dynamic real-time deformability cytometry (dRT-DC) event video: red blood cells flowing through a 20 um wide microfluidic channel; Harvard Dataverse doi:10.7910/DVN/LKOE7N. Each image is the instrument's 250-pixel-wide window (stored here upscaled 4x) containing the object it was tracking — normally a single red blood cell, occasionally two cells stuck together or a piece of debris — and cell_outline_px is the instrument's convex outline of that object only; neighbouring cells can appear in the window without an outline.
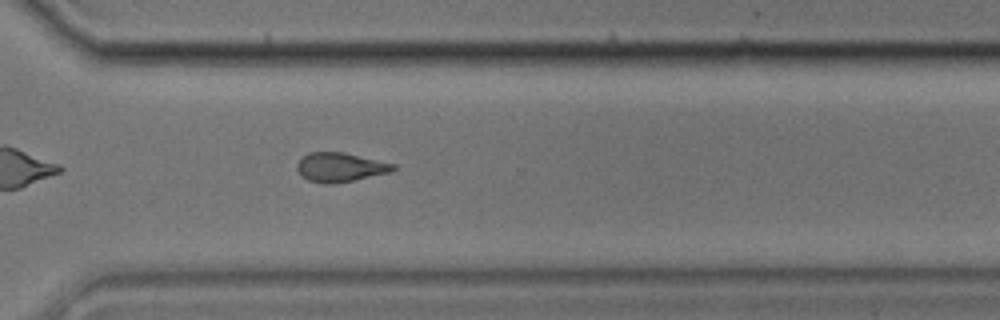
{"species": "common noctule bat (a hibernating species)", "species_latin": "Nyctalus noctula", "temperature_condition": "cold", "stored_images_in_passage": 39, "camera_frame_rate_fps": 3000, "um_per_image_px": 0.085, "animal": {"sex": "male", "body_mass_g": 17.9}, "frame": {"image": 1, "passage_image": 28, "time_ms": 9.0, "image_size_px": [1000, 320], "cell_outline_px": [[396, 168], [392, 172], [332, 184], [324, 184], [308, 180], [300, 176], [296, 168], [296, 164], [308, 152], [344, 152], [396, 164]], "centroid_in_image_um": [28.9, 14.21], "position_along_channel_um": 341.7, "area_um2": 16.42}, "authors_computed_cell_mechanics": {"area_um2": 17.051, "velocity_mm_per_s": 3.5239, "shape_relaxation_time_tau1_ms": 3.4474, "shape_relaxation_time_tau2_ms": 3.5058, "deformation_change_tau1": 0.1068, "deformation_change_tau2": 0.0963}}